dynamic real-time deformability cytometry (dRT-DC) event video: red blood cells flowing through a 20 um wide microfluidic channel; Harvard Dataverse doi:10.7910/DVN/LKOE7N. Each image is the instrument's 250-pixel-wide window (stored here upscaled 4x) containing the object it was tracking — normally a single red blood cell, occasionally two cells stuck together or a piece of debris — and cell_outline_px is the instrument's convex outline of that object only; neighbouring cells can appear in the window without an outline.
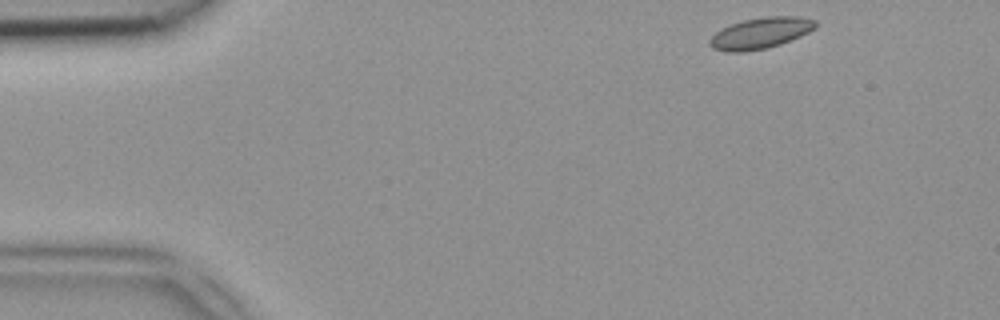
{"species": "common noctule bat (a hibernating species)", "species_latin": "Nyctalus noctula", "temperature_condition": "room temperature", "stored_images_in_passage": 45, "camera_frame_rate_fps": 3000, "um_per_image_px": 0.085, "animal": {"sex": "female", "body_mass_g": 18.4}, "frame": {"image": 1, "passage_image": 1, "time_ms": 0.0, "image_size_px": [1000, 320], "cell_outline_px": [[816, 28], [800, 36], [780, 44], [764, 48], [744, 52], [724, 52], [712, 48], [708, 44], [708, 40], [716, 32], [732, 24], [744, 20], [764, 16], [800, 16], [816, 20]], "centroid_in_image_um": [64.64, 2.81], "position_along_channel_um": 20.4, "area_um2": 19.13}}
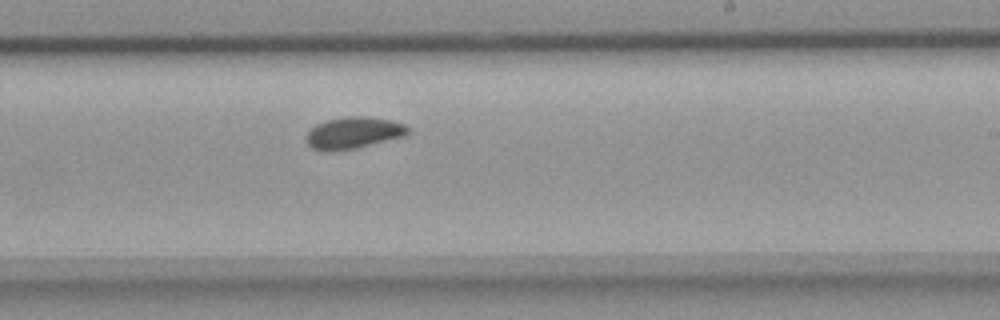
{"frame": {"image": 2, "passage_image": 25, "time_ms": 8.0, "image_size_px": [1000, 320], "cell_outline_px": [[408, 132], [404, 136], [356, 148], [312, 148], [308, 144], [308, 132], [316, 124], [328, 120], [348, 116], [364, 116], [392, 120], [404, 124], [408, 128]], "centroid_in_image_um": [30.12, 11.24], "position_along_channel_um": 258.9, "area_um2": 17.86}}
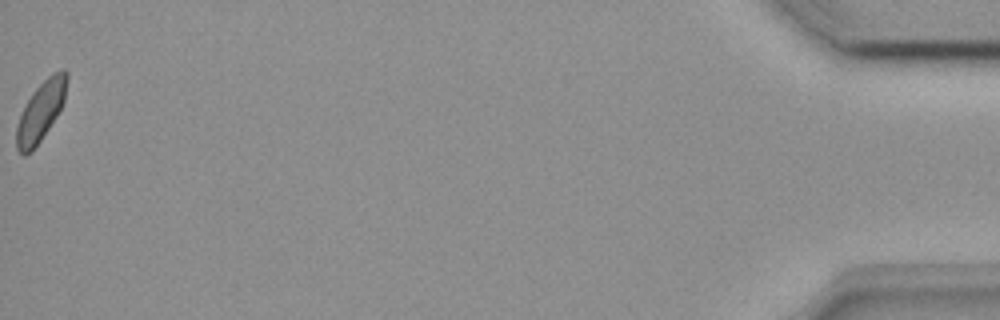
{"frame": {"image": 3, "passage_image": 45, "time_ms": 14.667, "image_size_px": [1000, 320], "cell_outline_px": [[68, 76], [64, 100], [56, 116], [40, 140], [24, 156], [16, 148], [16, 128], [20, 116], [32, 92], [52, 72], [60, 68], [64, 68], [68, 72]], "centroid_in_image_um": [3.48, 9.38], "position_along_channel_um": 431.7, "area_um2": 17.05}}